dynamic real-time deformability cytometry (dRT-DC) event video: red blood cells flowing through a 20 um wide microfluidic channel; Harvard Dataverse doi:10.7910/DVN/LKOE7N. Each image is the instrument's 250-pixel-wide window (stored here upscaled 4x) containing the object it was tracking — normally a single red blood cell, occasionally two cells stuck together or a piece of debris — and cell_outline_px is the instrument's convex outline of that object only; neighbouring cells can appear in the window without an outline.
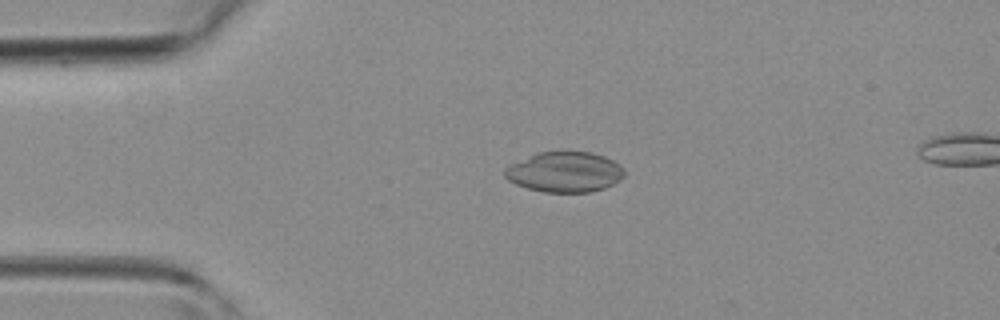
{"species": "common noctule bat (a hibernating species)", "species_latin": "Nyctalus noctula", "temperature_condition": "room temperature", "stored_images_in_passage": 42, "camera_frame_rate_fps": 3000, "um_per_image_px": 0.085, "animal": {"sex": "female", "body_mass_g": 19.3, "forearm_length_mm": 54.1}, "frame": {"image": 1, "passage_image": 8, "time_ms": 2.333, "image_size_px": [1000, 320], "cell_outline_px": [[624, 176], [612, 184], [604, 188], [588, 192], [544, 192], [528, 188], [516, 184], [508, 180], [504, 176], [504, 168], [536, 152], [560, 148], [568, 148], [592, 152], [604, 156], [620, 164], [624, 168]], "centroid_in_image_um": [47.99, 14.56], "position_along_channel_um": 37.0, "area_um2": 28.9}}
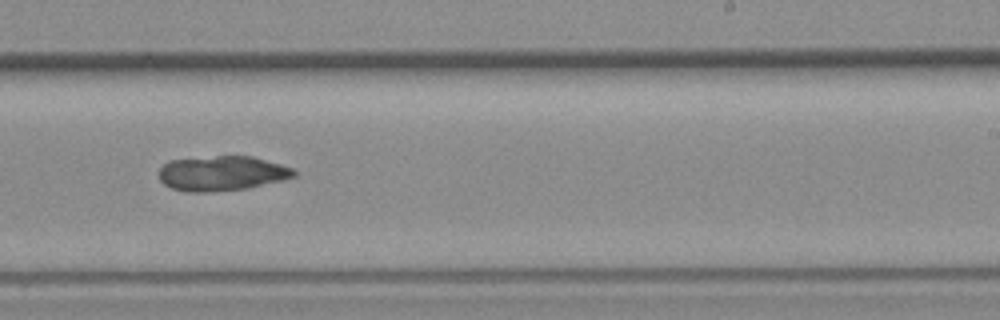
{"frame": {"image": 2, "passage_image": 25, "time_ms": 8.0, "image_size_px": [1000, 320], "cell_outline_px": [[296, 176], [284, 180], [248, 188], [212, 192], [184, 192], [172, 188], [164, 184], [160, 180], [160, 168], [168, 160], [216, 156], [252, 156], [280, 164], [292, 168], [296, 172]], "centroid_in_image_um": [18.86, 14.74], "position_along_channel_um": 270.1, "area_um2": 27.51}}
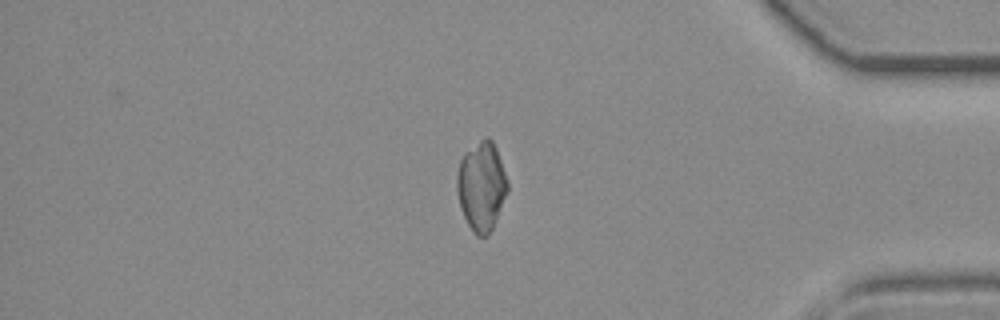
{"frame": {"image": 3, "passage_image": 35, "time_ms": 11.333, "image_size_px": [1000, 320], "cell_outline_px": [[508, 192], [492, 228], [484, 236], [476, 236], [472, 232], [460, 208], [456, 188], [456, 176], [460, 160], [484, 136], [488, 136], [492, 140], [496, 148], [508, 180]], "centroid_in_image_um": [40.93, 15.83], "position_along_channel_um": 394.3, "area_um2": 26.07}}